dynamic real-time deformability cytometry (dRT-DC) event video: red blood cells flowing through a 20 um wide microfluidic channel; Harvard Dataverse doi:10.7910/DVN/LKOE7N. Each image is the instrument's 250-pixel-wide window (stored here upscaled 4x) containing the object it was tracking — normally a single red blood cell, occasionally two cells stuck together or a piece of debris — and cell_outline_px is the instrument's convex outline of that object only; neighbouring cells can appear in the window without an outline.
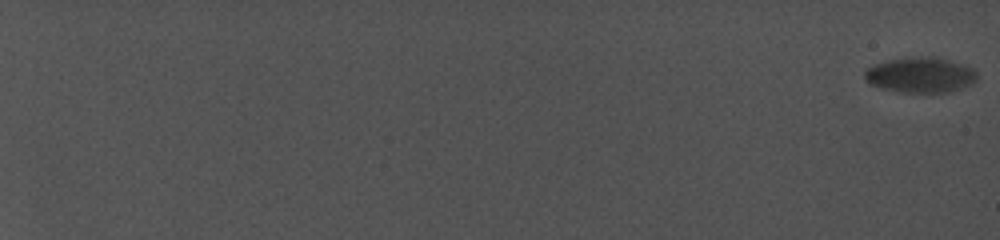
{"species": "common noctule bat (a hibernating species)", "species_latin": "Nyctalus noctula", "temperature_condition": "cold", "stored_images_in_passage": 35, "camera_frame_rate_fps": 5000, "um_per_image_px": 0.085, "animal": {"sex": "female", "body_mass_g": 19.0, "forearm_length_mm": 56.7}, "frame": {"image": 1, "passage_image": 1, "time_ms": 0.0, "image_size_px": [1000, 240], "cell_outline_px": [[976, 80], [972, 84], [948, 92], [900, 92], [884, 88], [872, 84], [864, 80], [864, 72], [872, 64], [888, 60], [924, 56], [936, 56], [964, 64], [972, 68], [976, 72]], "centroid_in_image_um": [78.24, 6.36], "position_along_channel_um": 6.8, "area_um2": 23.12}}
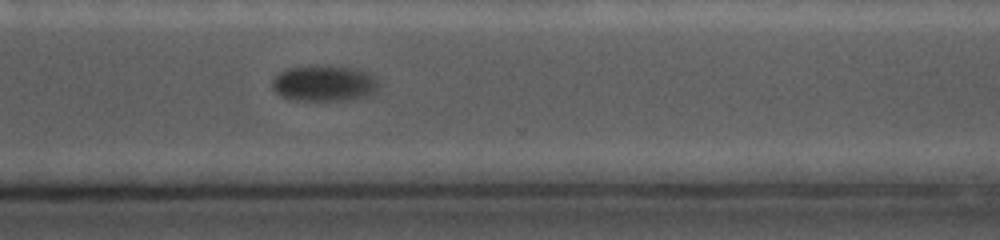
{"frame": {"image": 2, "passage_image": 31, "time_ms": 17.6, "image_size_px": [1000, 240], "cell_outline_px": [[380, 84], [368, 96], [352, 100], [292, 100], [280, 96], [272, 88], [272, 80], [280, 72], [288, 68], [312, 64], [328, 64], [356, 68], [368, 72]], "centroid_in_image_um": [27.53, 7.05], "position_along_channel_um": 343.1, "area_um2": 22.83}}
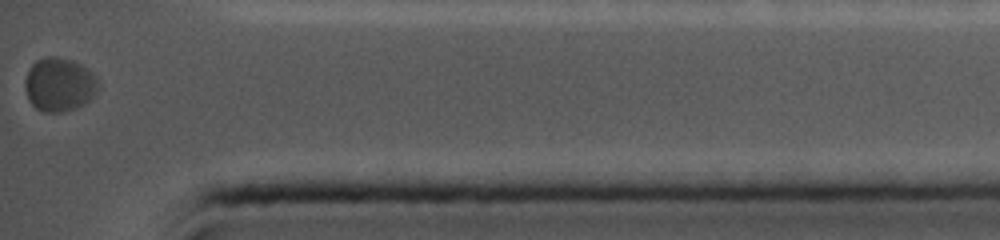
{"frame": {"image": 3, "passage_image": 35, "time_ms": 20.0, "image_size_px": [1000, 240], "cell_outline_px": [[100, 88], [84, 104], [76, 108], [60, 112], [44, 112], [36, 108], [28, 100], [24, 88], [24, 80], [32, 64], [36, 60], [48, 56], [56, 56], [72, 60], [80, 64], [92, 72], [96, 76], [100, 84]], "centroid_in_image_um": [5.04, 7.18], "position_along_channel_um": 430.2, "area_um2": 23.12}, "authors_computed_cell_mechanics": {"area_um2": 23.2356, "velocity_mm_per_s": 3.7692, "shape_relaxation_time_tau1_ms": 3.0494, "shape_relaxation_time_tau2_ms": null, "deformation_change_tau1": 0.0561, "deformation_change_tau2": null}}